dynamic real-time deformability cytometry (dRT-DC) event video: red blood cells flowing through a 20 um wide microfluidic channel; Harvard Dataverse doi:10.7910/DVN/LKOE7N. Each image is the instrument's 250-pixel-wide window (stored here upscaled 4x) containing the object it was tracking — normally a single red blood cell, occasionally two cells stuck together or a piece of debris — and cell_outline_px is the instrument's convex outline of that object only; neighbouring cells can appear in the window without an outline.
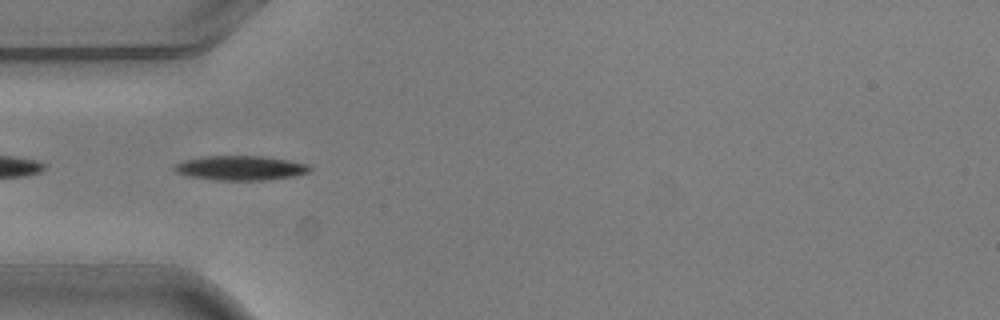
{"species": "common noctule bat (a hibernating species)", "species_latin": "Nyctalus noctula", "temperature_condition": "warm", "stored_images_in_passage": 5, "camera_frame_rate_fps": 3000, "um_per_image_px": 0.085, "animal": {"sex": "male", "body_mass_g": 20.5, "forearm_length_mm": 52.5}, "frame": {"image": 1, "passage_image": 1, "time_ms": 0.0, "image_size_px": [1000, 320], "cell_outline_px": [[312, 168], [308, 172], [296, 176], [264, 180], [216, 180], [188, 176], [176, 172], [172, 168], [176, 164], [184, 160], [204, 156], [264, 156], [292, 160], [308, 164]], "centroid_in_image_um": [20.47, 14.27], "position_along_channel_um": 64.5, "area_um2": 19.48}}
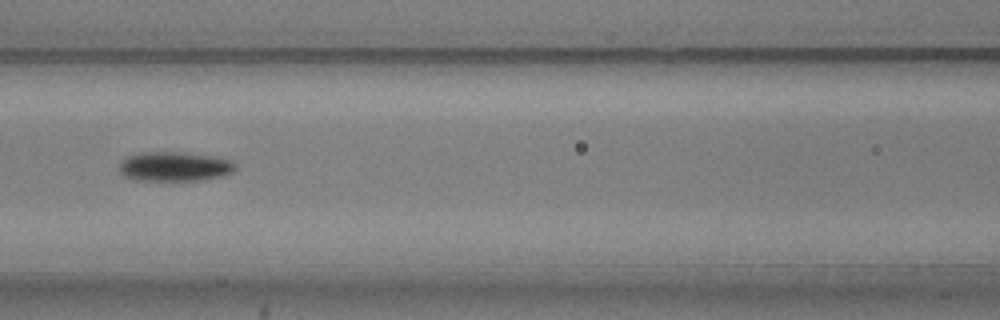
{"frame": {"image": 2, "passage_image": 3, "time_ms": 0.667, "image_size_px": [1000, 320], "cell_outline_px": [[236, 168], [232, 172], [220, 176], [200, 180], [136, 180], [124, 176], [120, 172], [120, 164], [128, 156], [140, 152], [184, 152], [212, 156], [232, 160], [236, 164]], "centroid_in_image_um": [14.85, 14.14], "position_along_channel_um": 151.8, "area_um2": 19.83}}
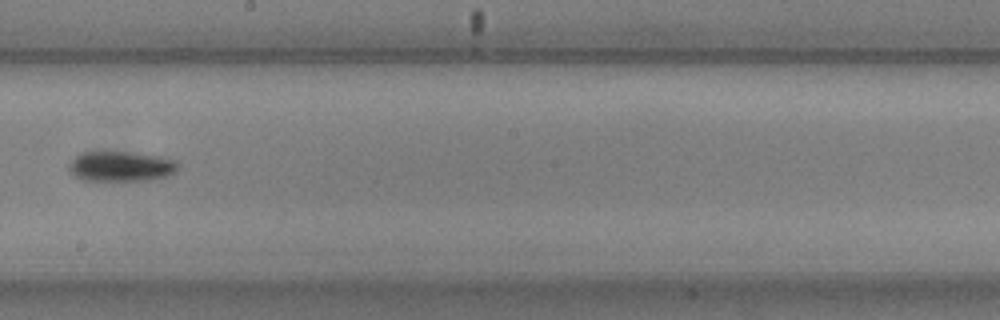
{"frame": {"image": 3, "passage_image": 5, "time_ms": 1.333, "image_size_px": [1000, 320], "cell_outline_px": [[176, 168], [168, 176], [152, 180], [84, 180], [76, 176], [68, 168], [68, 164], [76, 156], [84, 152], [124, 152], [160, 156], [176, 160]], "centroid_in_image_um": [10.27, 14.14], "position_along_channel_um": 237.9, "area_um2": 18.79}}